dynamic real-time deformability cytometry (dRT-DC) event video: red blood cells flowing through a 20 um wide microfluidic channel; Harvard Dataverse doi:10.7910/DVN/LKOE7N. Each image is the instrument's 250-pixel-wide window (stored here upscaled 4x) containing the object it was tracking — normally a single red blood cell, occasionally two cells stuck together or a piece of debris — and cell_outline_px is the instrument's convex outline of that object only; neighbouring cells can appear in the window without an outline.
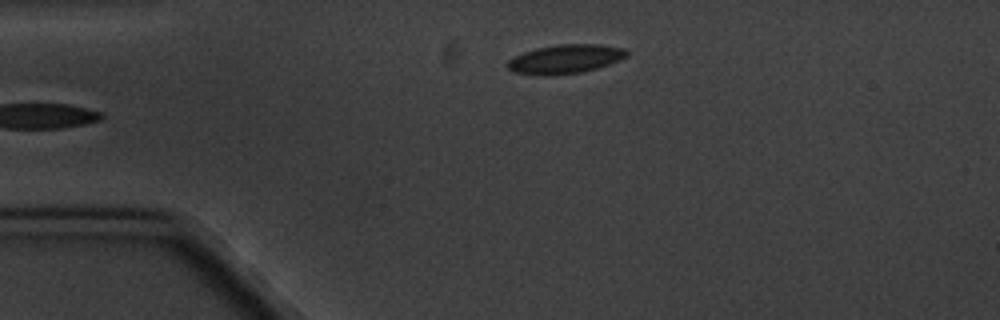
{"species": "common noctule bat (a hibernating species)", "species_latin": "Nyctalus noctula", "temperature_condition": "cold", "stored_images_in_passage": 6, "camera_frame_rate_fps": 3000, "um_per_image_px": 0.085, "animal": {"sex": "male", "body_mass_g": 20.1, "forearm_length_mm": 53.5}, "frame": {"image": 1, "passage_image": 6, "time_ms": 6.667, "image_size_px": [1000, 320], "cell_outline_px": [[628, 56], [620, 60], [596, 68], [580, 72], [544, 76], [512, 72], [508, 68], [508, 60], [512, 56], [536, 48], [560, 44], [600, 44], [624, 48], [628, 52]], "centroid_in_image_um": [48.03, 5.01], "position_along_channel_um": 37.0, "area_um2": 20.11}}